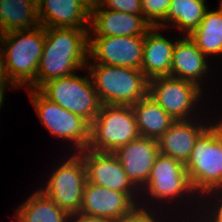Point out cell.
I'll list each match as a JSON object with an SVG mask.
<instances>
[{
	"mask_svg": "<svg viewBox=\"0 0 222 222\" xmlns=\"http://www.w3.org/2000/svg\"><path fill=\"white\" fill-rule=\"evenodd\" d=\"M89 29L45 28V43L37 75L36 89L44 83L68 77L86 68Z\"/></svg>",
	"mask_w": 222,
	"mask_h": 222,
	"instance_id": "cell-1",
	"label": "cell"
},
{
	"mask_svg": "<svg viewBox=\"0 0 222 222\" xmlns=\"http://www.w3.org/2000/svg\"><path fill=\"white\" fill-rule=\"evenodd\" d=\"M3 44V65L7 80L15 87L36 89V75L43 54L45 27L0 34Z\"/></svg>",
	"mask_w": 222,
	"mask_h": 222,
	"instance_id": "cell-2",
	"label": "cell"
},
{
	"mask_svg": "<svg viewBox=\"0 0 222 222\" xmlns=\"http://www.w3.org/2000/svg\"><path fill=\"white\" fill-rule=\"evenodd\" d=\"M91 76L102 105H134L148 94L149 80L139 69L89 63Z\"/></svg>",
	"mask_w": 222,
	"mask_h": 222,
	"instance_id": "cell-3",
	"label": "cell"
},
{
	"mask_svg": "<svg viewBox=\"0 0 222 222\" xmlns=\"http://www.w3.org/2000/svg\"><path fill=\"white\" fill-rule=\"evenodd\" d=\"M185 169L197 196L222 190V125L219 121L212 122L198 137Z\"/></svg>",
	"mask_w": 222,
	"mask_h": 222,
	"instance_id": "cell-4",
	"label": "cell"
},
{
	"mask_svg": "<svg viewBox=\"0 0 222 222\" xmlns=\"http://www.w3.org/2000/svg\"><path fill=\"white\" fill-rule=\"evenodd\" d=\"M139 137L135 115L130 105H102L91 123L87 149L113 153Z\"/></svg>",
	"mask_w": 222,
	"mask_h": 222,
	"instance_id": "cell-5",
	"label": "cell"
},
{
	"mask_svg": "<svg viewBox=\"0 0 222 222\" xmlns=\"http://www.w3.org/2000/svg\"><path fill=\"white\" fill-rule=\"evenodd\" d=\"M46 98L74 113L90 124L95 120L102 106L90 74L76 73L44 83L38 89Z\"/></svg>",
	"mask_w": 222,
	"mask_h": 222,
	"instance_id": "cell-6",
	"label": "cell"
},
{
	"mask_svg": "<svg viewBox=\"0 0 222 222\" xmlns=\"http://www.w3.org/2000/svg\"><path fill=\"white\" fill-rule=\"evenodd\" d=\"M28 94L40 121L52 136L72 143L73 152L88 147L91 124L87 120L49 100L38 89H28Z\"/></svg>",
	"mask_w": 222,
	"mask_h": 222,
	"instance_id": "cell-7",
	"label": "cell"
},
{
	"mask_svg": "<svg viewBox=\"0 0 222 222\" xmlns=\"http://www.w3.org/2000/svg\"><path fill=\"white\" fill-rule=\"evenodd\" d=\"M59 163L40 190L70 216L81 209L82 196L87 183L86 168L82 156L74 152Z\"/></svg>",
	"mask_w": 222,
	"mask_h": 222,
	"instance_id": "cell-8",
	"label": "cell"
},
{
	"mask_svg": "<svg viewBox=\"0 0 222 222\" xmlns=\"http://www.w3.org/2000/svg\"><path fill=\"white\" fill-rule=\"evenodd\" d=\"M140 192L141 196L142 193L148 194L147 196L151 197L149 200H153L156 204L164 201L167 205L170 200L174 202L177 199L185 201L190 195L199 199L191 186L185 164L162 154L157 156L149 178Z\"/></svg>",
	"mask_w": 222,
	"mask_h": 222,
	"instance_id": "cell-9",
	"label": "cell"
},
{
	"mask_svg": "<svg viewBox=\"0 0 222 222\" xmlns=\"http://www.w3.org/2000/svg\"><path fill=\"white\" fill-rule=\"evenodd\" d=\"M203 91L193 82L172 76L156 77L148 83V95L175 120L198 118L199 112L195 114V111L199 105L196 104H199Z\"/></svg>",
	"mask_w": 222,
	"mask_h": 222,
	"instance_id": "cell-10",
	"label": "cell"
},
{
	"mask_svg": "<svg viewBox=\"0 0 222 222\" xmlns=\"http://www.w3.org/2000/svg\"><path fill=\"white\" fill-rule=\"evenodd\" d=\"M144 40L145 36H92L89 34L88 59H94L95 64L141 70Z\"/></svg>",
	"mask_w": 222,
	"mask_h": 222,
	"instance_id": "cell-11",
	"label": "cell"
},
{
	"mask_svg": "<svg viewBox=\"0 0 222 222\" xmlns=\"http://www.w3.org/2000/svg\"><path fill=\"white\" fill-rule=\"evenodd\" d=\"M141 198L143 197L139 200L137 194H126L87 182L79 214L105 217L119 222L142 203Z\"/></svg>",
	"mask_w": 222,
	"mask_h": 222,
	"instance_id": "cell-12",
	"label": "cell"
},
{
	"mask_svg": "<svg viewBox=\"0 0 222 222\" xmlns=\"http://www.w3.org/2000/svg\"><path fill=\"white\" fill-rule=\"evenodd\" d=\"M85 164L87 182L126 194H139L117 156L112 152L84 149L78 152Z\"/></svg>",
	"mask_w": 222,
	"mask_h": 222,
	"instance_id": "cell-13",
	"label": "cell"
},
{
	"mask_svg": "<svg viewBox=\"0 0 222 222\" xmlns=\"http://www.w3.org/2000/svg\"><path fill=\"white\" fill-rule=\"evenodd\" d=\"M153 26L144 15L104 9L92 0L89 34L93 36H145Z\"/></svg>",
	"mask_w": 222,
	"mask_h": 222,
	"instance_id": "cell-14",
	"label": "cell"
},
{
	"mask_svg": "<svg viewBox=\"0 0 222 222\" xmlns=\"http://www.w3.org/2000/svg\"><path fill=\"white\" fill-rule=\"evenodd\" d=\"M92 0H39V25L45 28L89 29Z\"/></svg>",
	"mask_w": 222,
	"mask_h": 222,
	"instance_id": "cell-15",
	"label": "cell"
},
{
	"mask_svg": "<svg viewBox=\"0 0 222 222\" xmlns=\"http://www.w3.org/2000/svg\"><path fill=\"white\" fill-rule=\"evenodd\" d=\"M121 163L128 179L140 191L160 154L157 140L140 136L113 152Z\"/></svg>",
	"mask_w": 222,
	"mask_h": 222,
	"instance_id": "cell-16",
	"label": "cell"
},
{
	"mask_svg": "<svg viewBox=\"0 0 222 222\" xmlns=\"http://www.w3.org/2000/svg\"><path fill=\"white\" fill-rule=\"evenodd\" d=\"M195 120V121H194ZM202 119L176 120L173 125L157 139L159 152L186 163L198 137L211 125ZM197 122V123H196Z\"/></svg>",
	"mask_w": 222,
	"mask_h": 222,
	"instance_id": "cell-17",
	"label": "cell"
},
{
	"mask_svg": "<svg viewBox=\"0 0 222 222\" xmlns=\"http://www.w3.org/2000/svg\"><path fill=\"white\" fill-rule=\"evenodd\" d=\"M208 58L188 35L180 37L173 48L171 76L188 80L203 89V78L208 76ZM206 74V75H205ZM205 76V77H204Z\"/></svg>",
	"mask_w": 222,
	"mask_h": 222,
	"instance_id": "cell-18",
	"label": "cell"
},
{
	"mask_svg": "<svg viewBox=\"0 0 222 222\" xmlns=\"http://www.w3.org/2000/svg\"><path fill=\"white\" fill-rule=\"evenodd\" d=\"M160 32L161 28L154 26L145 34L141 71L148 80L171 76L173 48L179 38L172 41Z\"/></svg>",
	"mask_w": 222,
	"mask_h": 222,
	"instance_id": "cell-19",
	"label": "cell"
},
{
	"mask_svg": "<svg viewBox=\"0 0 222 222\" xmlns=\"http://www.w3.org/2000/svg\"><path fill=\"white\" fill-rule=\"evenodd\" d=\"M140 136L158 139L176 121L148 94L131 106Z\"/></svg>",
	"mask_w": 222,
	"mask_h": 222,
	"instance_id": "cell-20",
	"label": "cell"
},
{
	"mask_svg": "<svg viewBox=\"0 0 222 222\" xmlns=\"http://www.w3.org/2000/svg\"><path fill=\"white\" fill-rule=\"evenodd\" d=\"M39 25L37 2L34 0H2L0 34L30 30Z\"/></svg>",
	"mask_w": 222,
	"mask_h": 222,
	"instance_id": "cell-21",
	"label": "cell"
},
{
	"mask_svg": "<svg viewBox=\"0 0 222 222\" xmlns=\"http://www.w3.org/2000/svg\"><path fill=\"white\" fill-rule=\"evenodd\" d=\"M188 36L206 57L222 55L221 1L216 10L207 9L203 20Z\"/></svg>",
	"mask_w": 222,
	"mask_h": 222,
	"instance_id": "cell-22",
	"label": "cell"
},
{
	"mask_svg": "<svg viewBox=\"0 0 222 222\" xmlns=\"http://www.w3.org/2000/svg\"><path fill=\"white\" fill-rule=\"evenodd\" d=\"M205 2L206 0H171L165 19L157 27L165 31L171 24L182 30L184 35H189L203 20L208 9Z\"/></svg>",
	"mask_w": 222,
	"mask_h": 222,
	"instance_id": "cell-23",
	"label": "cell"
},
{
	"mask_svg": "<svg viewBox=\"0 0 222 222\" xmlns=\"http://www.w3.org/2000/svg\"><path fill=\"white\" fill-rule=\"evenodd\" d=\"M24 222H70V215L57 206L40 189L36 190L16 210Z\"/></svg>",
	"mask_w": 222,
	"mask_h": 222,
	"instance_id": "cell-24",
	"label": "cell"
},
{
	"mask_svg": "<svg viewBox=\"0 0 222 222\" xmlns=\"http://www.w3.org/2000/svg\"><path fill=\"white\" fill-rule=\"evenodd\" d=\"M202 196L203 197H199V200H197V202H200L201 199L202 200L200 203L206 202L207 200H208V202L206 203V205H205V203H202L201 205H199L200 206L199 209L200 208H202V209H200L199 212L197 211L196 215L193 214L192 217L193 216H194V218L197 217L199 219V221H201V222L202 221L203 222H222V190L210 191V192L204 193ZM205 197L207 198L206 201L203 199ZM211 198L212 199L214 198L213 201ZM202 206H204V207H202ZM200 211H201V213H200Z\"/></svg>",
	"mask_w": 222,
	"mask_h": 222,
	"instance_id": "cell-25",
	"label": "cell"
},
{
	"mask_svg": "<svg viewBox=\"0 0 222 222\" xmlns=\"http://www.w3.org/2000/svg\"><path fill=\"white\" fill-rule=\"evenodd\" d=\"M171 0H142L143 15L154 27L166 17Z\"/></svg>",
	"mask_w": 222,
	"mask_h": 222,
	"instance_id": "cell-26",
	"label": "cell"
},
{
	"mask_svg": "<svg viewBox=\"0 0 222 222\" xmlns=\"http://www.w3.org/2000/svg\"><path fill=\"white\" fill-rule=\"evenodd\" d=\"M104 9L143 15L142 0H96Z\"/></svg>",
	"mask_w": 222,
	"mask_h": 222,
	"instance_id": "cell-27",
	"label": "cell"
},
{
	"mask_svg": "<svg viewBox=\"0 0 222 222\" xmlns=\"http://www.w3.org/2000/svg\"><path fill=\"white\" fill-rule=\"evenodd\" d=\"M146 201L144 204H139L131 213L126 215L122 220L119 222H161L162 219H159L160 216H158L156 212V209L152 208H146L143 205H148ZM155 211H152V210ZM157 214V215H156ZM156 216V217H155ZM158 216V217H157Z\"/></svg>",
	"mask_w": 222,
	"mask_h": 222,
	"instance_id": "cell-28",
	"label": "cell"
},
{
	"mask_svg": "<svg viewBox=\"0 0 222 222\" xmlns=\"http://www.w3.org/2000/svg\"><path fill=\"white\" fill-rule=\"evenodd\" d=\"M70 222H115V221L105 217L89 216L78 213L70 217Z\"/></svg>",
	"mask_w": 222,
	"mask_h": 222,
	"instance_id": "cell-29",
	"label": "cell"
},
{
	"mask_svg": "<svg viewBox=\"0 0 222 222\" xmlns=\"http://www.w3.org/2000/svg\"><path fill=\"white\" fill-rule=\"evenodd\" d=\"M3 44L0 36V82H9L6 78L3 65Z\"/></svg>",
	"mask_w": 222,
	"mask_h": 222,
	"instance_id": "cell-30",
	"label": "cell"
},
{
	"mask_svg": "<svg viewBox=\"0 0 222 222\" xmlns=\"http://www.w3.org/2000/svg\"><path fill=\"white\" fill-rule=\"evenodd\" d=\"M8 84H10L11 87L15 89V87L10 82H0V110L4 101V91L6 90V87L9 86Z\"/></svg>",
	"mask_w": 222,
	"mask_h": 222,
	"instance_id": "cell-31",
	"label": "cell"
},
{
	"mask_svg": "<svg viewBox=\"0 0 222 222\" xmlns=\"http://www.w3.org/2000/svg\"><path fill=\"white\" fill-rule=\"evenodd\" d=\"M15 221L13 222H24L16 213H15Z\"/></svg>",
	"mask_w": 222,
	"mask_h": 222,
	"instance_id": "cell-32",
	"label": "cell"
},
{
	"mask_svg": "<svg viewBox=\"0 0 222 222\" xmlns=\"http://www.w3.org/2000/svg\"><path fill=\"white\" fill-rule=\"evenodd\" d=\"M197 220H198V219H195V220L193 219L192 222H193V221L195 222V221H197ZM197 222H201V221L198 220Z\"/></svg>",
	"mask_w": 222,
	"mask_h": 222,
	"instance_id": "cell-33",
	"label": "cell"
}]
</instances>
